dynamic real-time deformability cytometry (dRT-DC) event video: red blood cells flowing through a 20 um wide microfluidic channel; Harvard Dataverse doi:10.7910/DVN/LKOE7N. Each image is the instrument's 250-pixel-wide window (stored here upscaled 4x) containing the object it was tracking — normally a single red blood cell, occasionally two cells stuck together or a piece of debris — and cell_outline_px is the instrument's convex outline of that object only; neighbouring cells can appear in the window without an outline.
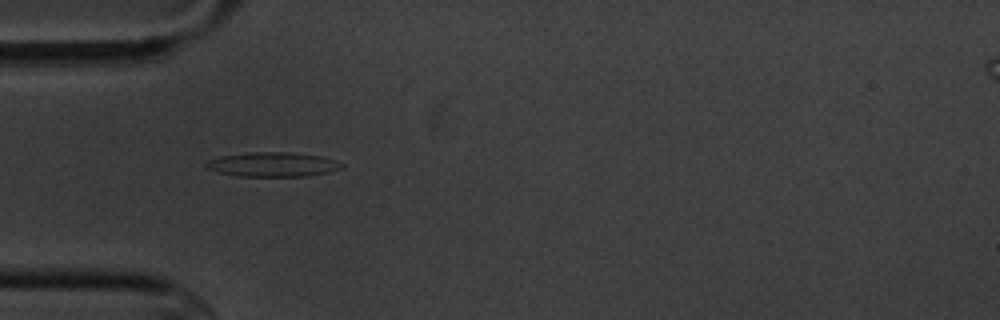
{"species": "common noctule bat (a hibernating species)", "species_latin": "Nyctalus noctula", "temperature_condition": "cold", "stored_images_in_passage": 3, "camera_frame_rate_fps": 3000, "um_per_image_px": 0.085, "animal": {"sex": "male", "body_mass_g": 20.1, "forearm_length_mm": 53.5}, "frame": {"image": 1, "passage_image": 1, "time_ms": 0.0, "image_size_px": [1000, 320], "cell_outline_px": [[344, 168], [328, 172], [308, 176], [236, 176], [204, 168], [204, 164], [208, 160], [220, 156], [248, 152], [288, 152], [320, 156], [336, 160], [344, 164]], "centroid_in_image_um": [23.18, 13.98], "position_along_channel_um": 61.8, "area_um2": 19.42}}
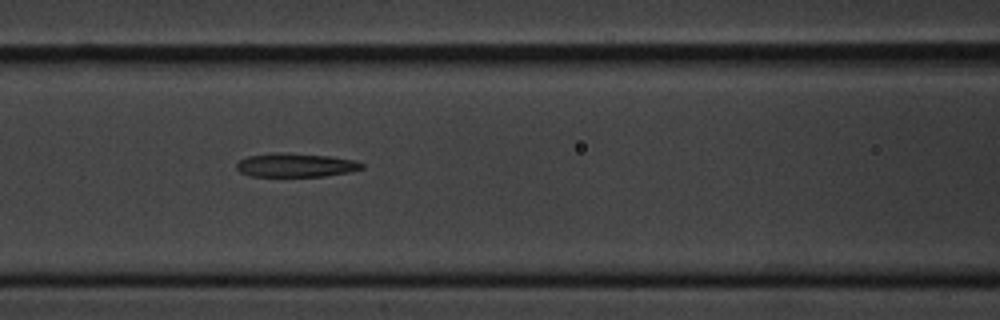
{"frame": {"image": 2, "passage_image": 3, "time_ms": 2.333, "image_size_px": [1000, 320], "cell_outline_px": [[364, 168], [352, 172], [324, 176], [252, 176], [240, 172], [236, 168], [236, 164], [240, 160], [248, 156], [284, 152], [332, 156], [356, 160], [364, 164]], "centroid_in_image_um": [25.2, 14.03], "position_along_channel_um": 141.4, "area_um2": 17.46}}